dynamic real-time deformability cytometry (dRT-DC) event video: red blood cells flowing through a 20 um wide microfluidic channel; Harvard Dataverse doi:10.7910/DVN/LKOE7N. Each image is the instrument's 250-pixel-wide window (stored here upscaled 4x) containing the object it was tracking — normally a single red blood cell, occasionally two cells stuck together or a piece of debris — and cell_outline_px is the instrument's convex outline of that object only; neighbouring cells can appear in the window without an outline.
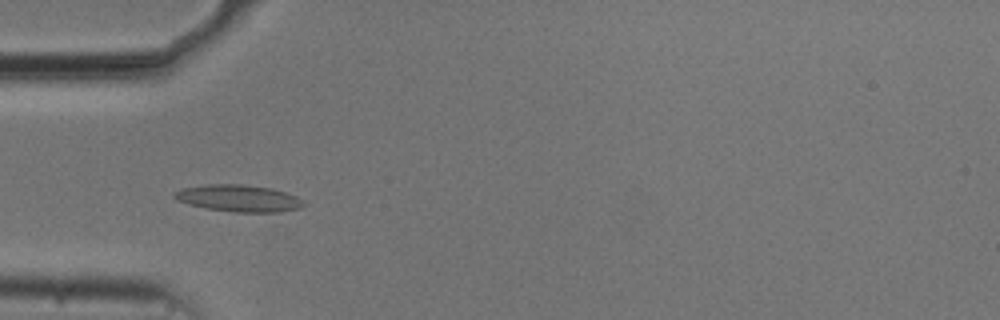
{"species": "common noctule bat (a hibernating species)", "species_latin": "Nyctalus noctula", "temperature_condition": "cold", "stored_images_in_passage": 44, "camera_frame_rate_fps": 3000, "um_per_image_px": 0.085, "animal": {"sex": "male", "body_mass_g": 20.5, "forearm_length_mm": 52.5}, "frame": {"image": 1, "passage_image": 7, "time_ms": 2.0, "image_size_px": [1000, 320], "cell_outline_px": [[304, 204], [300, 208], [280, 212], [236, 212], [208, 208], [188, 204], [176, 200], [172, 196], [172, 192], [180, 188], [208, 184], [240, 184], [272, 188], [296, 196]], "centroid_in_image_um": [20.22, 16.84], "position_along_channel_um": 64.8, "area_um2": 20.17}}
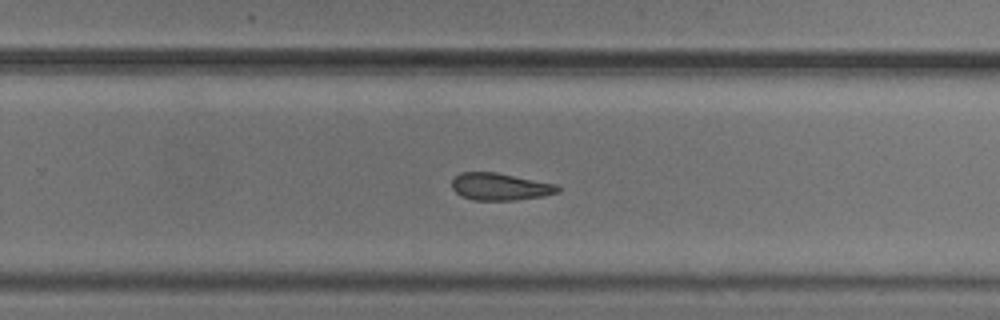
{"frame": {"image": 2, "passage_image": 25, "time_ms": 8.0, "image_size_px": [1000, 320], "cell_outline_px": [[560, 192], [544, 196], [512, 200], [472, 200], [460, 196], [452, 188], [452, 176], [460, 172], [496, 172], [556, 184], [560, 188]], "centroid_in_image_um": [42.47, 15.86], "position_along_channel_um": 287.3, "area_um2": 16.94}}
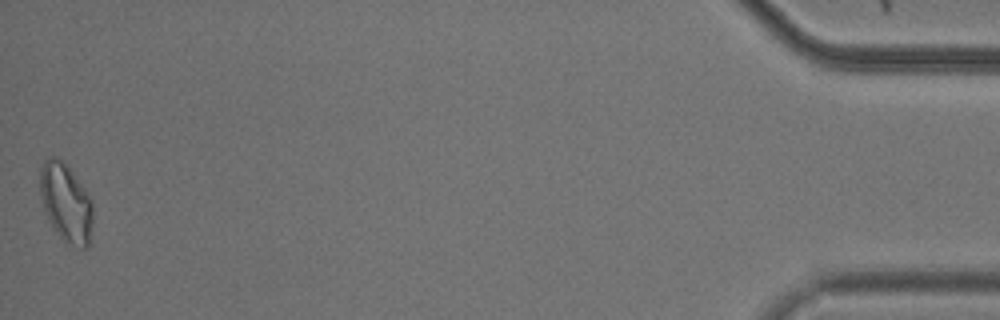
{"frame": {"image": 3, "passage_image": 44, "time_ms": 14.333, "image_size_px": [1000, 320], "cell_outline_px": [[92, 224], [88, 248], [80, 248], [64, 244], [52, 228], [48, 220], [44, 208], [40, 192], [40, 168], [44, 160], [48, 156], [56, 156], [64, 160], [88, 192], [92, 200]], "centroid_in_image_um": [5.6, 17.23], "position_along_channel_um": 429.6, "area_um2": 24.85}}